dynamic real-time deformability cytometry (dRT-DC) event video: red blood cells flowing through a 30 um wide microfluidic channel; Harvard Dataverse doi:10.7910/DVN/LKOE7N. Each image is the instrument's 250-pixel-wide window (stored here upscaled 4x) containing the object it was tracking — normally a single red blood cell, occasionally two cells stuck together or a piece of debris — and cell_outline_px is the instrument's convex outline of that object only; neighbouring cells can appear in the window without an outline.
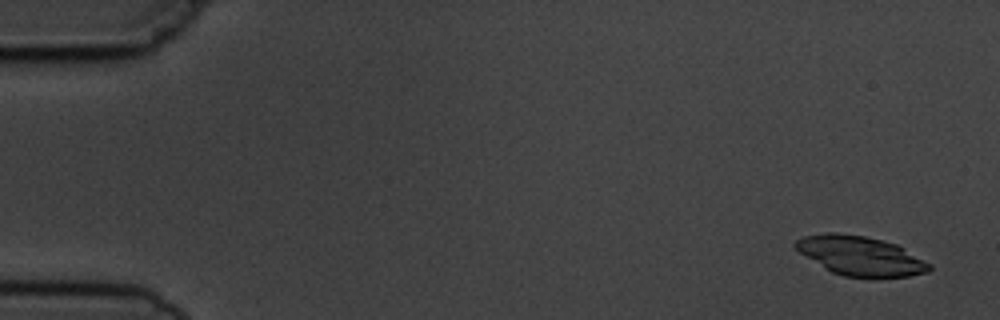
{"species": "common noctule bat (a hibernating species)", "species_latin": "Nyctalus noctula", "temperature_condition": "cold", "stored_images_in_passage": 8, "camera_frame_rate_fps": 3000, "um_per_image_px": 0.085, "animal": {"sex": "male", "body_mass_g": 19.5, "forearm_length_mm": 54.6}, "frame": {"image": 1, "passage_image": 1, "time_ms": 0.0, "image_size_px": [1000, 320], "cell_outline_px": [[932, 268], [928, 272], [908, 276], [844, 276], [832, 272], [824, 268], [800, 252], [792, 244], [796, 240], [804, 236], [828, 232], [840, 232], [864, 236], [896, 244], [904, 248], [932, 264]], "centroid_in_image_um": [73.13, 21.72], "position_along_channel_um": 11.9, "area_um2": 30.29}}